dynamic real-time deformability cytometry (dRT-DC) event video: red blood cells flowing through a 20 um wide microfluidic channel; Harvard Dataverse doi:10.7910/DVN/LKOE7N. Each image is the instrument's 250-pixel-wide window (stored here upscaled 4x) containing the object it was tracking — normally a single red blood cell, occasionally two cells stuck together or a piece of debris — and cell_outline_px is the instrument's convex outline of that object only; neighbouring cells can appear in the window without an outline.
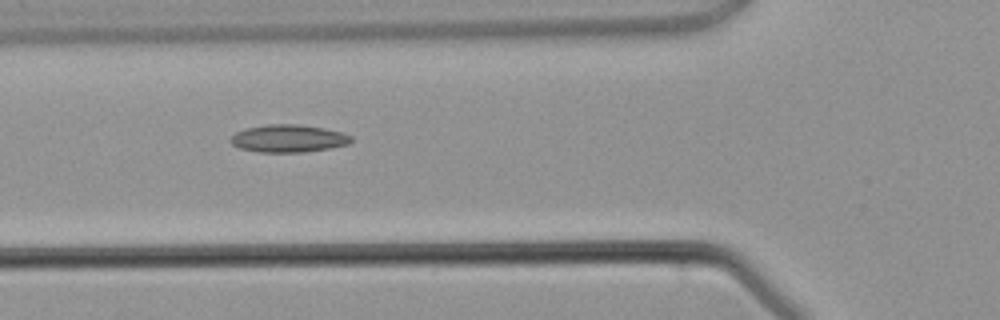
{"species": "common noctule bat (a hibernating species)", "species_latin": "Nyctalus noctula", "temperature_condition": "warm", "stored_images_in_passage": 4, "camera_frame_rate_fps": 3000, "um_per_image_px": 0.085, "animal": {"sex": "male", "body_mass_g": 21.5, "forearm_length_mm": 52.0}, "frame": {"image": 1, "passage_image": 4, "time_ms": 4.667, "image_size_px": [1000, 320], "cell_outline_px": [[352, 140], [348, 144], [328, 148], [304, 152], [260, 152], [240, 148], [232, 144], [232, 136], [236, 132], [244, 128], [268, 124], [296, 124], [324, 128], [340, 132], [352, 136]], "centroid_in_image_um": [24.51, 11.76], "position_along_channel_um": 101.3, "area_um2": 19.19}}